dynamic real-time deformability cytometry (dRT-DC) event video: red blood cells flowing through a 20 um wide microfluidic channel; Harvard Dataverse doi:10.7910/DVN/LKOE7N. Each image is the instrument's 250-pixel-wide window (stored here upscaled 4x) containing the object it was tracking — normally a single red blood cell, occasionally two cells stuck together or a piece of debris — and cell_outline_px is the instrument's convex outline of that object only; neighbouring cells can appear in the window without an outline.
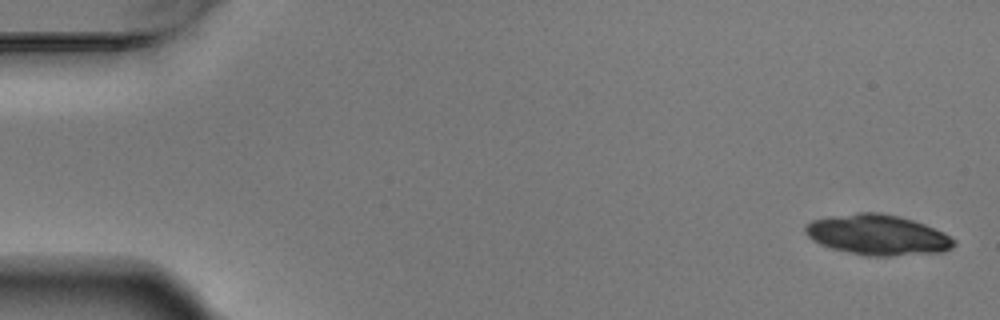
{"species": "Egyptian fruit bat (a non-hibernating species)", "species_latin": "Rousettus aegyptiacus", "temperature_condition": "warm", "stored_images_in_passage": 8, "camera_frame_rate_fps": 3000, "um_per_image_px": 0.085, "animal": {"sex": "male"}, "frame": {"image": 1, "passage_image": 1, "time_ms": 0.0, "image_size_px": [1000, 320], "cell_outline_px": [[956, 244], [952, 248], [944, 252], [888, 256], [876, 256], [848, 252], [832, 248], [820, 244], [812, 240], [804, 232], [804, 224], [812, 220], [832, 216], [856, 212], [880, 212], [900, 216], [924, 224], [944, 232], [956, 240]], "centroid_in_image_um": [74.61, 19.95], "position_along_channel_um": 10.4, "area_um2": 35.08}}
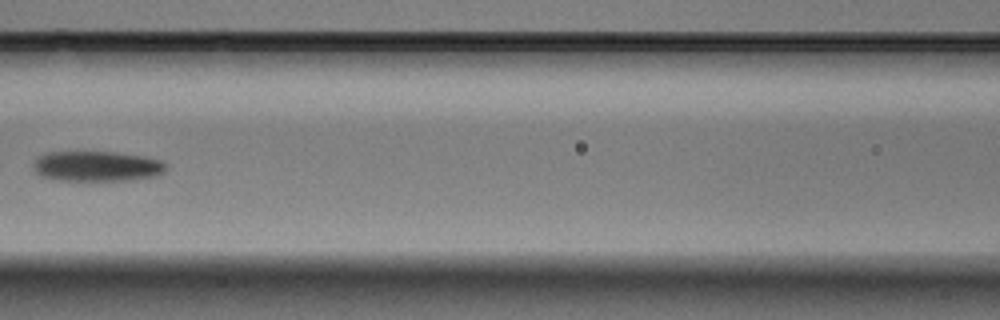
{"frame": {"image": 2, "passage_image": 7, "time_ms": 2.0, "image_size_px": [1000, 320], "cell_outline_px": [[164, 172], [156, 176], [132, 180], [60, 180], [40, 176], [36, 172], [32, 164], [36, 156], [48, 152], [112, 152], [144, 156], [160, 160], [164, 164]], "centroid_in_image_um": [8.19, 14.12], "position_along_channel_um": 158.4, "area_um2": 23.35}}
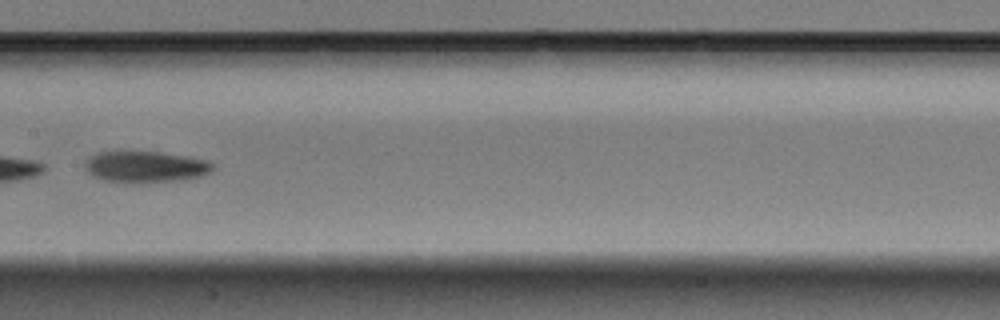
{"frame": {"image": 3, "passage_image": 8, "time_ms": 2.333, "image_size_px": [1000, 320], "cell_outline_px": [[216, 168], [212, 172], [200, 176], [184, 180], [124, 184], [104, 180], [92, 176], [84, 168], [84, 164], [88, 156], [96, 152], [152, 152], [184, 156], [208, 160]], "centroid_in_image_um": [12.33, 14.2], "position_along_channel_um": 195.1, "area_um2": 23.64}}